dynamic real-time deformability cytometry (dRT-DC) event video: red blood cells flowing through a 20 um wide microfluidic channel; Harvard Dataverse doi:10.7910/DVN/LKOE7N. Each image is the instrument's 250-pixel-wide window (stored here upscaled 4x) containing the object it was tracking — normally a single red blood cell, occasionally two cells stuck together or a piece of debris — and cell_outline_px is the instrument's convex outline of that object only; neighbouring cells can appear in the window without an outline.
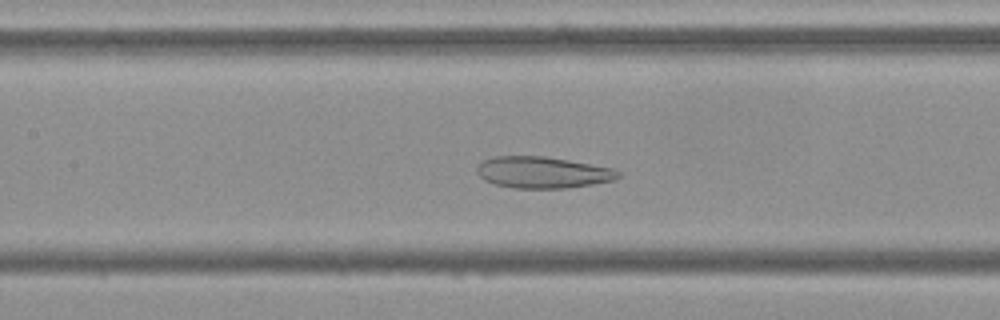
{"species": "Egyptian fruit bat (a non-hibernating species)", "species_latin": "Rousettus aegyptiacus", "temperature_condition": "cold", "stored_images_in_passage": 55, "camera_frame_rate_fps": 3000, "um_per_image_px": 0.085, "frame": {"image": 1, "passage_image": 25, "time_ms": 8.0, "image_size_px": [1000, 320], "cell_outline_px": [[620, 176], [612, 180], [592, 184], [568, 188], [512, 188], [492, 184], [484, 180], [476, 172], [476, 168], [484, 160], [496, 156], [544, 156], [568, 160], [612, 168], [620, 172]], "centroid_in_image_um": [46.09, 14.66], "position_along_channel_um": 161.3, "area_um2": 25.84}}
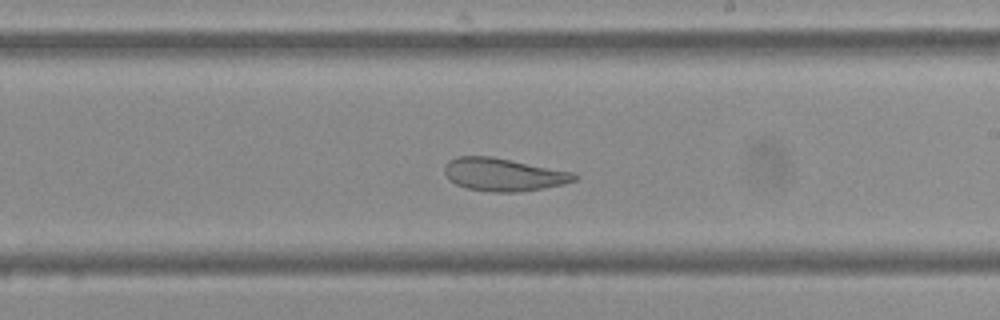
{"frame": {"image": 2, "passage_image": 32, "time_ms": 10.333, "image_size_px": [1000, 320], "cell_outline_px": [[580, 176], [576, 180], [544, 188], [516, 192], [492, 192], [468, 188], [456, 184], [448, 180], [444, 172], [444, 164], [448, 160], [456, 156], [492, 156], [572, 172]], "centroid_in_image_um": [42.74, 14.83], "position_along_channel_um": 246.3, "area_um2": 24.85}}
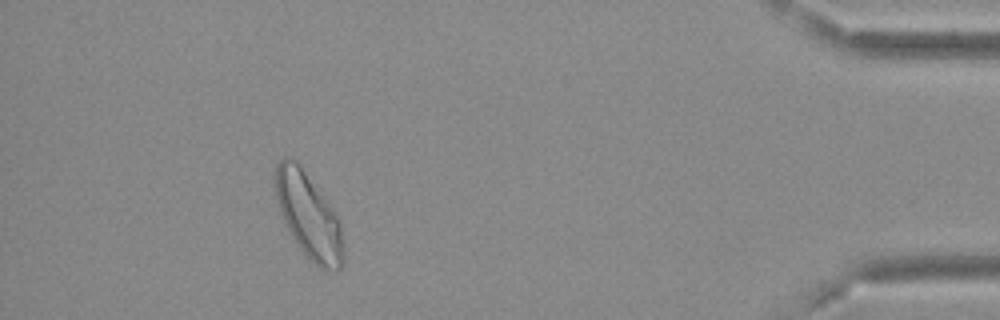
{"frame": {"image": 3, "passage_image": 50, "time_ms": 16.333, "image_size_px": [1000, 320], "cell_outline_px": [[344, 264], [336, 272], [320, 268], [300, 248], [284, 224], [280, 216], [272, 180], [276, 164], [284, 156], [292, 156], [296, 160], [332, 208], [340, 220], [344, 248]], "centroid_in_image_um": [26.2, 18.31], "position_along_channel_um": 409.0, "area_um2": 34.28}}